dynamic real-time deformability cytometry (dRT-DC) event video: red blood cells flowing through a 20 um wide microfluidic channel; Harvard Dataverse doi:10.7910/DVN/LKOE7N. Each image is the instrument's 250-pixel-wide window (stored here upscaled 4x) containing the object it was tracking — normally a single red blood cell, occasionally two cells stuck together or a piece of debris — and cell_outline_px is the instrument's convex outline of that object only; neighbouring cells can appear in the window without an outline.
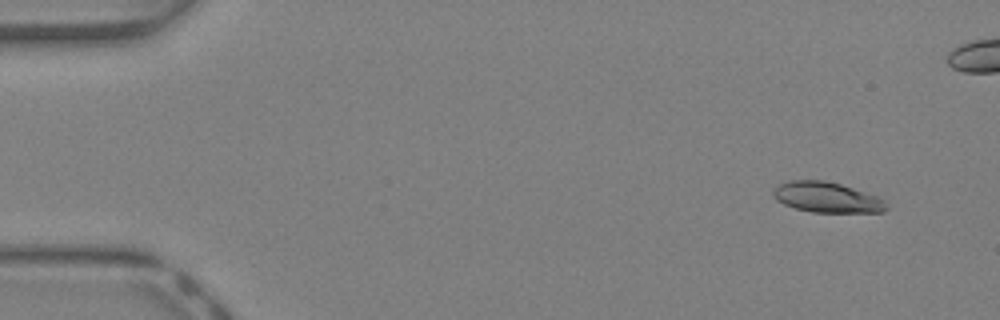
{"species": "Egyptian fruit bat (a non-hibernating species)", "species_latin": "Rousettus aegyptiacus", "temperature_condition": "warm", "stored_images_in_passage": 29, "camera_frame_rate_fps": 3000, "um_per_image_px": 0.085, "animal": {"sex": "female"}, "frame": {"image": 1, "passage_image": 1, "time_ms": 0.0, "image_size_px": [1000, 320], "cell_outline_px": [[860, 208], [848, 212], [828, 212], [800, 208], [792, 204], [796, 184], [832, 184], [844, 188], [852, 192]], "centroid_in_image_um": [70.08, 16.84], "position_along_channel_um": 14.9, "area_um2": 11.1}}
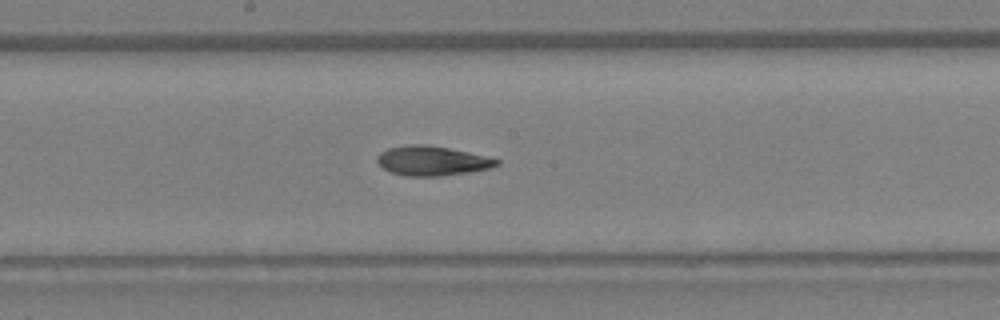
{"frame": {"image": 2, "passage_image": 20, "time_ms": 6.333, "image_size_px": [1000, 320], "cell_outline_px": [[496, 160], [492, 164], [476, 168], [448, 172], [404, 172], [392, 168], [384, 164], [380, 160], [412, 148], [440, 148]], "centroid_in_image_um": [36.93, 13.67], "position_along_channel_um": 211.3, "area_um2": 14.1}}
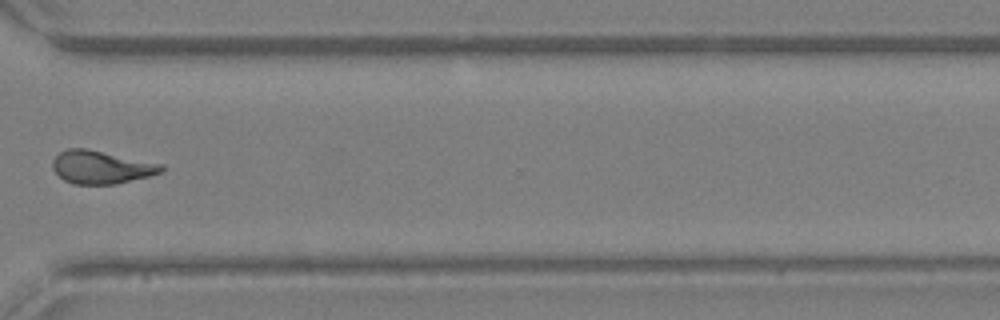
{"frame": {"image": 3, "passage_image": 29, "time_ms": 9.333, "image_size_px": [1000, 320], "cell_outline_px": [[160, 168], [156, 172], [140, 176], [120, 180], [96, 184], [88, 184], [72, 180], [64, 176], [60, 172], [80, 152], [96, 152]], "centroid_in_image_um": [8.81, 14.34], "position_along_channel_um": 361.8, "area_um2": 14.33}}